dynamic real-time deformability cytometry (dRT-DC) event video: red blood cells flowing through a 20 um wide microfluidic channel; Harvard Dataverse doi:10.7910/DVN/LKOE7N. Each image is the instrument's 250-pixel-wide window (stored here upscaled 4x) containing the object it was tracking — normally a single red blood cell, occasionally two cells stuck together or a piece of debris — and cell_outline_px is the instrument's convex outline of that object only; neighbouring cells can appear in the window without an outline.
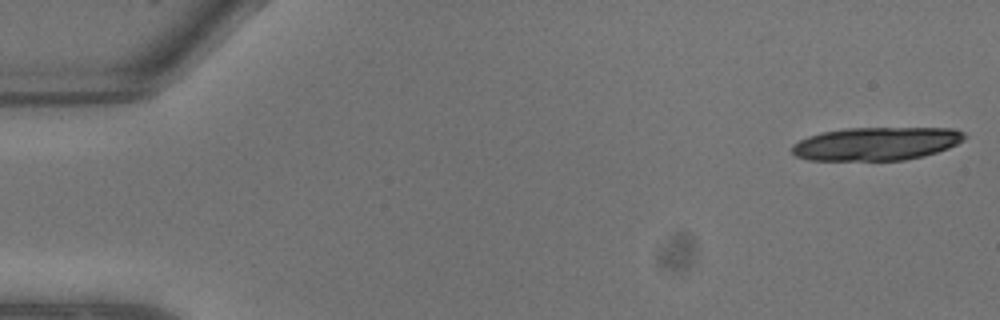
{"species": "common noctule bat (a hibernating species)", "species_latin": "Nyctalus noctula", "temperature_condition": "warm", "stored_images_in_passage": 10, "camera_frame_rate_fps": 3000, "um_per_image_px": 0.085, "animal": {"sex": "male", "body_mass_g": 13.3}, "frame": {"image": 1, "passage_image": 1, "time_ms": 0.0, "image_size_px": [1000, 320], "cell_outline_px": [[968, 136], [964, 140], [948, 148], [924, 156], [904, 160], [808, 160], [796, 156], [792, 152], [792, 144], [808, 136], [820, 132], [844, 128], [956, 128], [964, 132]], "centroid_in_image_um": [74.5, 12.21], "position_along_channel_um": 10.5, "area_um2": 33.64}}
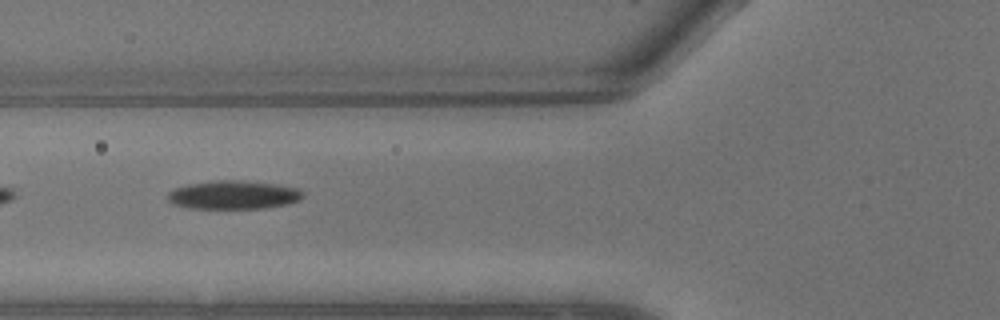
{"frame": {"image": 2, "passage_image": 9, "time_ms": 2.667, "image_size_px": [1000, 320], "cell_outline_px": [[304, 196], [300, 200], [288, 204], [264, 208], [188, 208], [172, 204], [168, 200], [168, 192], [176, 188], [188, 184], [216, 180], [240, 180], [276, 184], [300, 188], [304, 192]], "centroid_in_image_um": [19.88, 16.56], "position_along_channel_um": 105.9, "area_um2": 22.6}}